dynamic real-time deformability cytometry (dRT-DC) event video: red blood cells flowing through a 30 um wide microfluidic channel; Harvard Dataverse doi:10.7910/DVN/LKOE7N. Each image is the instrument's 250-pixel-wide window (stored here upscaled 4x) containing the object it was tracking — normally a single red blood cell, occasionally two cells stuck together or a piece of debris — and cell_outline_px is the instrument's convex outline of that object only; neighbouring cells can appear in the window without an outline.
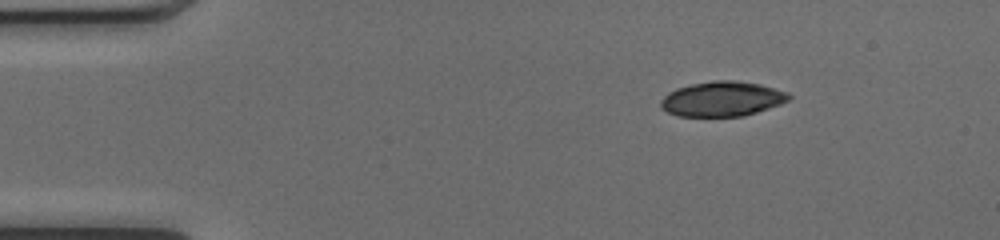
{"species": "common noctule bat (a hibernating species)", "species_latin": "Nyctalus noctula", "temperature_condition": "cold", "stored_images_in_passage": 44, "camera_frame_rate_fps": 3000, "um_per_image_px": 0.085, "animal": {"sex": "female", "body_mass_g": 17.0, "forearm_length_mm": 48.0}, "frame": {"image": 1, "passage_image": 1, "time_ms": 0.0, "image_size_px": [1000, 240], "cell_outline_px": [[792, 96], [788, 100], [780, 104], [744, 116], [676, 116], [660, 108], [660, 100], [668, 92], [676, 88], [692, 84], [712, 80], [736, 80], [760, 84], [788, 92]], "centroid_in_image_um": [61.36, 8.4], "position_along_channel_um": 23.6, "area_um2": 26.13}}